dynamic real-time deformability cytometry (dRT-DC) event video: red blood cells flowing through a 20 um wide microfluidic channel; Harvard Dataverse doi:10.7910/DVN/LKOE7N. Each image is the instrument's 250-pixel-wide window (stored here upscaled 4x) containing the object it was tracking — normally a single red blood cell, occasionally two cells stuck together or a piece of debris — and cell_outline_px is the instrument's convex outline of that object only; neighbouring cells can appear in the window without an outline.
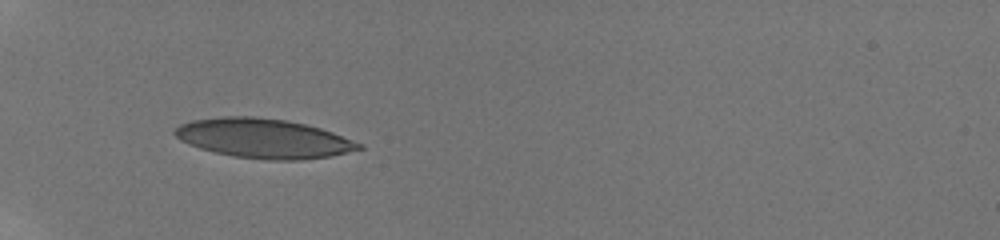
{"species": "human", "species_latin": "Homo sapiens", "temperature_condition": "room temperature", "stored_images_in_passage": 2, "camera_frame_rate_fps": 3000, "um_per_image_px": 0.085, "donor": {"sex": "male"}, "frame": {"image": 1, "passage_image": 1, "time_ms": 0.0, "image_size_px": [1000, 240], "cell_outline_px": [[364, 148], [332, 156], [300, 160], [268, 160], [232, 156], [200, 148], [188, 144], [180, 140], [172, 132], [180, 124], [192, 120], [220, 116], [256, 116], [288, 120], [320, 128], [332, 132], [364, 144]], "centroid_in_image_um": [22.41, 11.76], "position_along_channel_um": 62.6, "area_um2": 42.48}}